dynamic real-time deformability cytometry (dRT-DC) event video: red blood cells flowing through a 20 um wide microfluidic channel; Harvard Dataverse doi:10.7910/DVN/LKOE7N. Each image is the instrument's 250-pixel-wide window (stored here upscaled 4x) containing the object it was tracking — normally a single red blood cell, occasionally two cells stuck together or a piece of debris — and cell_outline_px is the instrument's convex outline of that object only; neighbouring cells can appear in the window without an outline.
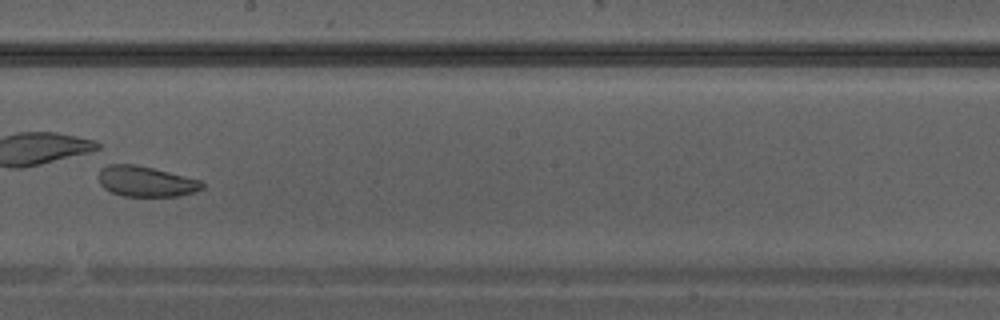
{"species": "Egyptian fruit bat (a non-hibernating species)", "species_latin": "Rousettus aegyptiacus", "temperature_condition": "warm", "stored_images_in_passage": 35, "camera_frame_rate_fps": 3000, "um_per_image_px": 0.085, "animal": {"sex": "male"}, "frame": {"image": 1, "passage_image": 20, "time_ms": 6.333, "image_size_px": [1000, 320], "cell_outline_px": [[204, 188], [196, 192], [176, 196], [124, 196], [112, 192], [104, 188], [100, 184], [100, 168], [108, 164], [136, 164], [200, 180], [204, 184]], "centroid_in_image_um": [12.41, 15.42], "position_along_channel_um": 235.8, "area_um2": 18.26}}